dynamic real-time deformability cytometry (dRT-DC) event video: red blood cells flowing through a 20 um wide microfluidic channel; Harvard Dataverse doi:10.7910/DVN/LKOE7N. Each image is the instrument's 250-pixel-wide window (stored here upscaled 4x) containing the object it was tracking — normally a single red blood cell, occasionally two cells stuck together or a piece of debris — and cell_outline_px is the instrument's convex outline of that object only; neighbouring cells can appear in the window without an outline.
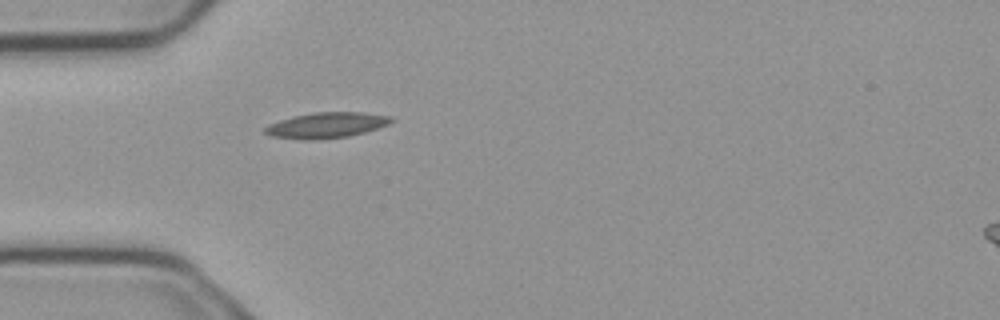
{"species": "common noctule bat (a hibernating species)", "species_latin": "Nyctalus noctula", "temperature_condition": "cold", "stored_images_in_passage": 2, "camera_frame_rate_fps": 3000, "um_per_image_px": 0.085, "animal": {"sex": "male", "body_mass_g": 23.1, "forearm_length_mm": 52.7}, "frame": {"image": 1, "passage_image": 2, "time_ms": 0.333, "image_size_px": [1000, 320], "cell_outline_px": [[396, 120], [388, 124], [364, 132], [348, 136], [312, 140], [304, 140], [272, 136], [264, 132], [264, 128], [268, 124], [292, 116], [312, 112], [360, 112], [392, 116]], "centroid_in_image_um": [27.74, 10.63], "position_along_channel_um": 57.3, "area_um2": 18.84}}